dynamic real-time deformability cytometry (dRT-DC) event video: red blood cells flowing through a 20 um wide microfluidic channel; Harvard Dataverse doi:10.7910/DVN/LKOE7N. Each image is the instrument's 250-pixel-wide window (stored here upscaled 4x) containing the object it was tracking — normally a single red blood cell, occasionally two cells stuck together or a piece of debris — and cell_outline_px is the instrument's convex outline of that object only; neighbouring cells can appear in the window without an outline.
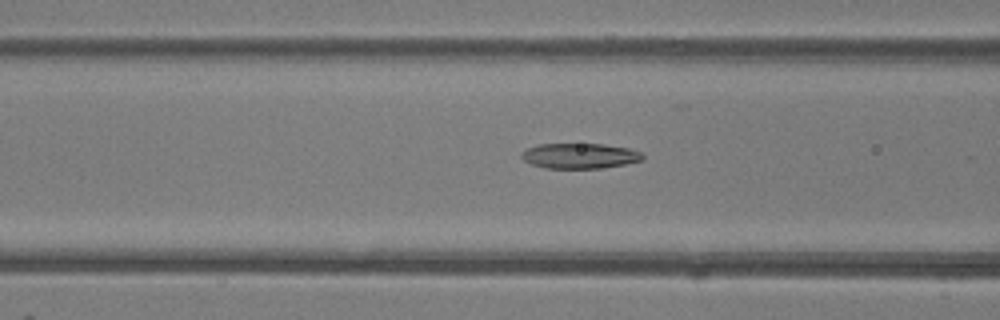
{"species": "common noctule bat (a hibernating species)", "species_latin": "Nyctalus noctula", "temperature_condition": "room temperature", "stored_images_in_passage": 51, "camera_frame_rate_fps": 3000, "um_per_image_px": 0.085, "animal": {"sex": "female"}, "frame": {"image": 1, "passage_image": 20, "time_ms": 6.333, "image_size_px": [1000, 320], "cell_outline_px": [[644, 160], [604, 168], [544, 168], [532, 164], [524, 160], [520, 156], [520, 152], [536, 144], [604, 144], [628, 148], [640, 152], [644, 156]], "centroid_in_image_um": [49.26, 13.25], "position_along_channel_um": 117.3, "area_um2": 17.92}}
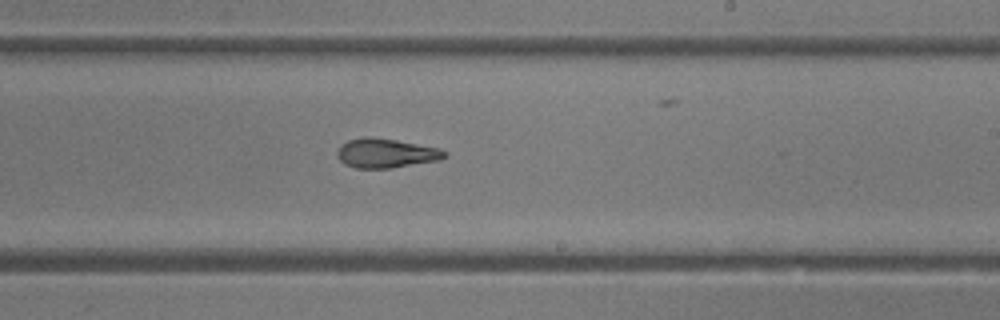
{"frame": {"image": 2, "passage_image": 30, "time_ms": 9.667, "image_size_px": [1000, 320], "cell_outline_px": [[448, 156], [440, 160], [392, 168], [356, 168], [344, 164], [336, 156], [336, 152], [340, 144], [348, 140], [364, 136], [368, 136], [396, 140], [440, 148], [448, 152]], "centroid_in_image_um": [32.8, 13.02], "position_along_channel_um": 256.2, "area_um2": 18.61}}
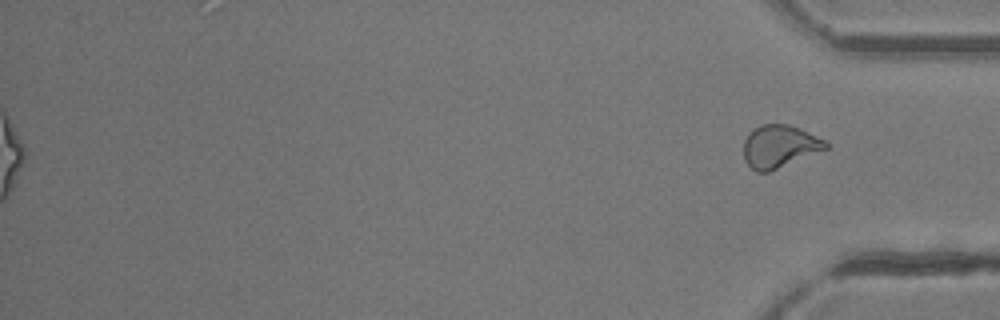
{"frame": {"image": 3, "passage_image": 51, "time_ms": 16.667, "image_size_px": [1000, 320], "cell_outline_px": [[828, 148], [768, 172], [756, 172], [744, 160], [744, 140], [756, 128], [764, 124], [788, 124], [828, 140]], "centroid_in_image_um": [66.28, 12.45], "position_along_channel_um": 368.9, "area_um2": 20.11}, "authors_computed_cell_mechanics": {"area_um2": 19.4208, "velocity_mm_per_s": 4.1596, "shape_relaxation_time_tau1_ms": 7.3917, "shape_relaxation_time_tau2_ms": 2.929, "deformation_change_tau1": 0.213, "deformation_change_tau2": 0.1293}}